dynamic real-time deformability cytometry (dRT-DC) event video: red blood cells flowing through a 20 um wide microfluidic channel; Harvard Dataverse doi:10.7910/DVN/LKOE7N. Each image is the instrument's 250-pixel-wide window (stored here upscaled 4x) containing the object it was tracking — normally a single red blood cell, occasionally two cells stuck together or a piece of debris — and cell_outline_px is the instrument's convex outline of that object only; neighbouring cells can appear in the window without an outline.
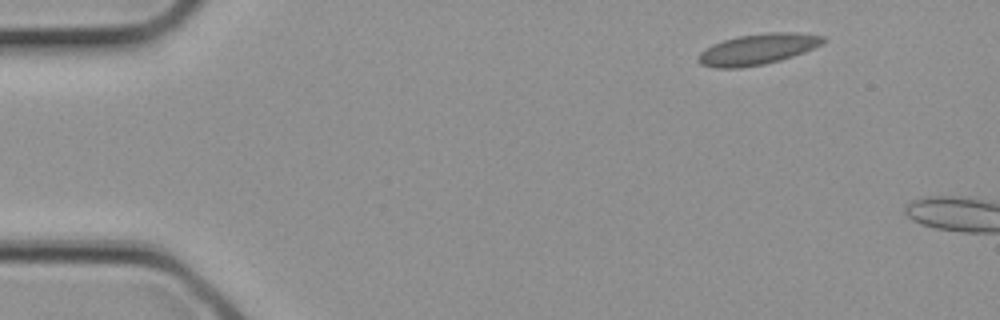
{"species": "common noctule bat (a hibernating species)", "species_latin": "Nyctalus noctula", "temperature_condition": "cold", "stored_images_in_passage": 2, "camera_frame_rate_fps": 3000, "um_per_image_px": 0.085, "animal": {"sex": "female", "body_mass_g": 21.9}, "frame": {"image": 1, "passage_image": 1, "time_ms": 0.0, "image_size_px": [1000, 320], "cell_outline_px": [[828, 40], [804, 52], [780, 60], [764, 64], [740, 68], [716, 68], [700, 64], [696, 60], [696, 56], [704, 48], [712, 44], [724, 40], [740, 36], [768, 32], [796, 32], [824, 36]], "centroid_in_image_um": [64.36, 4.19], "position_along_channel_um": 20.6, "area_um2": 22.48}}